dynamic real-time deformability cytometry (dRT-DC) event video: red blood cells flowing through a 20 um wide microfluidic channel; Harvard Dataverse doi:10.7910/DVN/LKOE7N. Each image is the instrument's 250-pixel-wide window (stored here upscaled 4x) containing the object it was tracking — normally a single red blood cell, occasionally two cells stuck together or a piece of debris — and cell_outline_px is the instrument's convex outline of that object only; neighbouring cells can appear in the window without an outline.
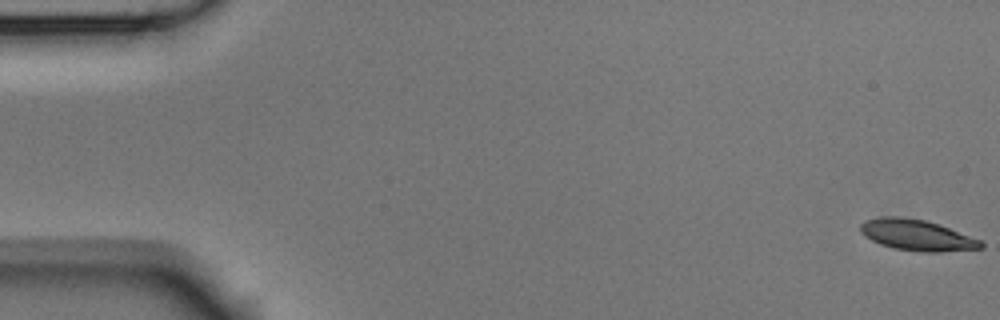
{"species": "Egyptian fruit bat (a non-hibernating species)", "species_latin": "Rousettus aegyptiacus", "temperature_condition": "room temperature", "stored_images_in_passage": 6, "camera_frame_rate_fps": 3000, "um_per_image_px": 0.085, "animal": {"sex": "male"}, "frame": {"image": 1, "passage_image": 1, "time_ms": 0.0, "image_size_px": [1000, 320], "cell_outline_px": [[984, 248], [940, 252], [924, 252], [896, 248], [880, 244], [864, 236], [860, 232], [860, 224], [864, 220], [880, 216], [900, 216], [924, 220], [948, 228], [980, 240], [984, 244]], "centroid_in_image_um": [77.89, 19.98], "position_along_channel_um": 7.1, "area_um2": 21.56}}
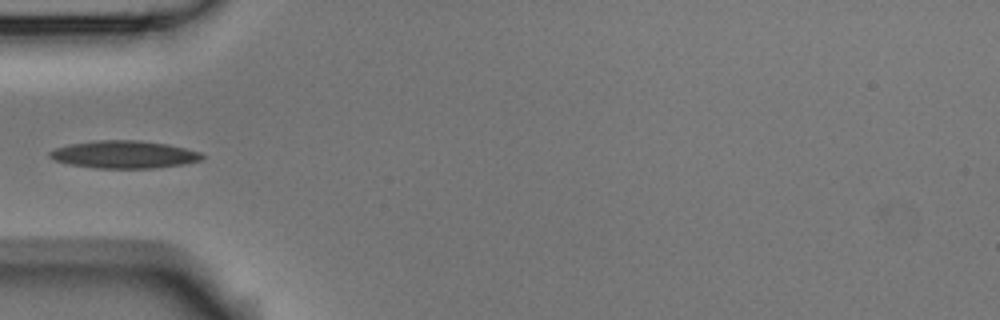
{"frame": {"image": 2, "passage_image": 5, "time_ms": 1.333, "image_size_px": [1000, 320], "cell_outline_px": [[204, 156], [200, 160], [184, 164], [152, 168], [96, 168], [72, 164], [56, 160], [48, 156], [48, 152], [56, 148], [68, 144], [100, 140], [140, 140], [168, 144], [200, 152]], "centroid_in_image_um": [10.55, 13.12], "position_along_channel_um": 74.4, "area_um2": 24.28}}
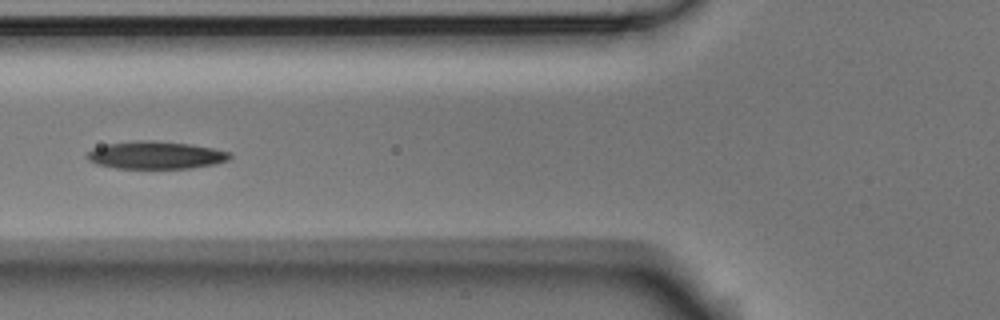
{"frame": {"image": 3, "passage_image": 6, "time_ms": 1.667, "image_size_px": [1000, 320], "cell_outline_px": [[232, 156], [228, 160], [216, 164], [192, 168], [116, 168], [96, 164], [88, 160], [84, 156], [92, 148], [108, 144], [140, 140], [148, 140], [192, 144], [232, 152]], "centroid_in_image_um": [13.25, 13.19], "position_along_channel_um": 112.6, "area_um2": 23.06}}